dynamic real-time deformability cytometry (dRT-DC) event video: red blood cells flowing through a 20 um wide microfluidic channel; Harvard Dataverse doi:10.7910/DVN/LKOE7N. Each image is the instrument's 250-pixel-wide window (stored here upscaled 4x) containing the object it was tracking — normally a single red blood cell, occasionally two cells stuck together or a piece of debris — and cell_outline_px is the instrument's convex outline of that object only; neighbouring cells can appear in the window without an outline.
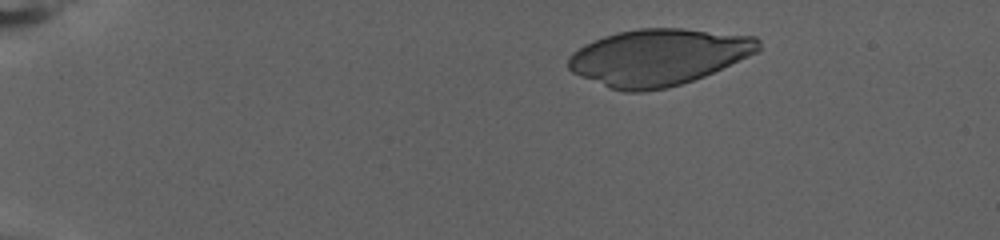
{"species": "human", "species_latin": "Homo sapiens", "temperature_condition": "warm", "stored_images_in_passage": 56, "camera_frame_rate_fps": 3000, "um_per_image_px": 0.085, "donor": {"sex": "female"}, "frame": {"image": 1, "passage_image": 1, "time_ms": 0.0, "image_size_px": [1000, 240], "cell_outline_px": [[760, 48], [756, 52], [748, 56], [704, 76], [668, 88], [644, 92], [624, 92], [612, 88], [580, 76], [572, 72], [568, 68], [568, 56], [572, 52], [584, 44], [604, 36], [616, 32], [640, 28], [684, 28], [756, 36], [760, 40]], "centroid_in_image_um": [55.94, 4.85], "position_along_channel_um": 29.1, "area_um2": 62.54}}
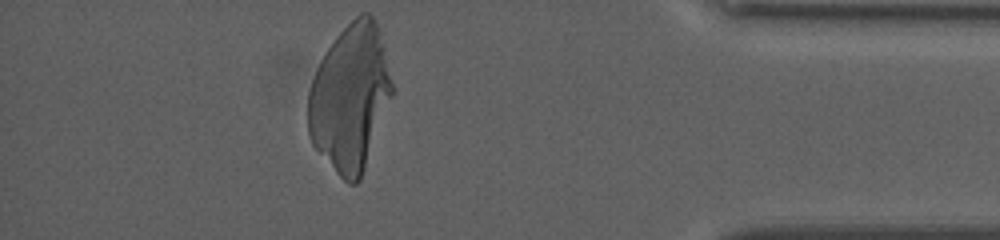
{"frame": {"image": 2, "passage_image": 56, "time_ms": 18.333, "image_size_px": [1000, 240], "cell_outline_px": [[392, 96], [360, 180], [356, 184], [348, 184], [336, 172], [312, 144], [308, 136], [308, 92], [316, 68], [320, 60], [336, 36], [360, 12], [368, 12], [372, 16], [376, 24], [392, 84]], "centroid_in_image_um": [29.73, 8.33], "position_along_channel_um": 405.5, "area_um2": 70.57}}